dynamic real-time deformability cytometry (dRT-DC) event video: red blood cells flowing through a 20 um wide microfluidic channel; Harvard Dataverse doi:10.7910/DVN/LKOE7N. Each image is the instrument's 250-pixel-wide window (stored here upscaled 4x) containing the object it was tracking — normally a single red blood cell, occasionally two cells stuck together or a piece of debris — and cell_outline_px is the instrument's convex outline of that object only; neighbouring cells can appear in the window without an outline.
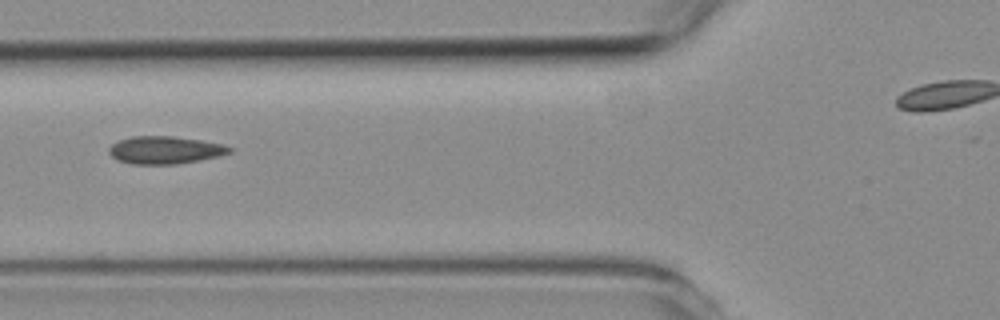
{"species": "common noctule bat (a hibernating species)", "species_latin": "Nyctalus noctula", "temperature_condition": "room temperature", "stored_images_in_passage": 7, "camera_frame_rate_fps": 3000, "um_per_image_px": 0.085, "animal": {"sex": "female", "body_mass_g": 19.3, "forearm_length_mm": 54.1}, "frame": {"image": 1, "passage_image": 6, "time_ms": 6.0, "image_size_px": [1000, 320], "cell_outline_px": [[236, 148], [232, 152], [220, 156], [200, 160], [176, 164], [132, 164], [116, 160], [108, 152], [108, 148], [112, 144], [120, 140], [132, 136], [172, 136], [200, 140], [224, 144]], "centroid_in_image_um": [14.06, 12.75], "position_along_channel_um": 111.7, "area_um2": 19.59}}
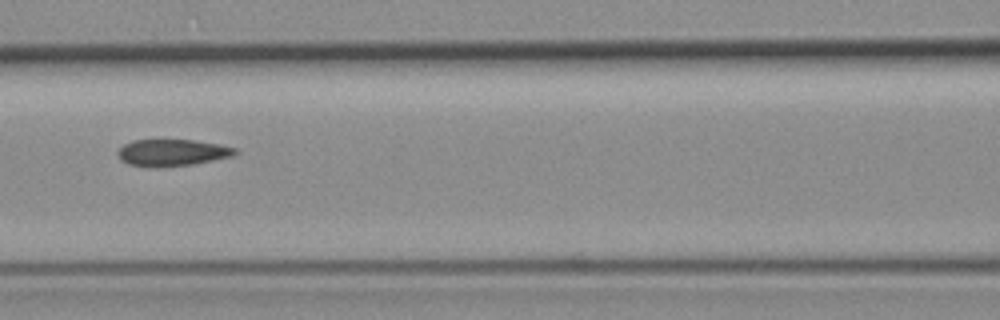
{"frame": {"image": 2, "passage_image": 7, "time_ms": 7.0, "image_size_px": [1000, 320], "cell_outline_px": [[240, 152], [232, 156], [192, 164], [160, 168], [152, 168], [128, 164], [120, 160], [116, 152], [124, 144], [132, 140], [192, 140], [220, 144], [236, 148]], "centroid_in_image_um": [14.61, 12.98], "position_along_channel_um": 152.0, "area_um2": 18.5}}